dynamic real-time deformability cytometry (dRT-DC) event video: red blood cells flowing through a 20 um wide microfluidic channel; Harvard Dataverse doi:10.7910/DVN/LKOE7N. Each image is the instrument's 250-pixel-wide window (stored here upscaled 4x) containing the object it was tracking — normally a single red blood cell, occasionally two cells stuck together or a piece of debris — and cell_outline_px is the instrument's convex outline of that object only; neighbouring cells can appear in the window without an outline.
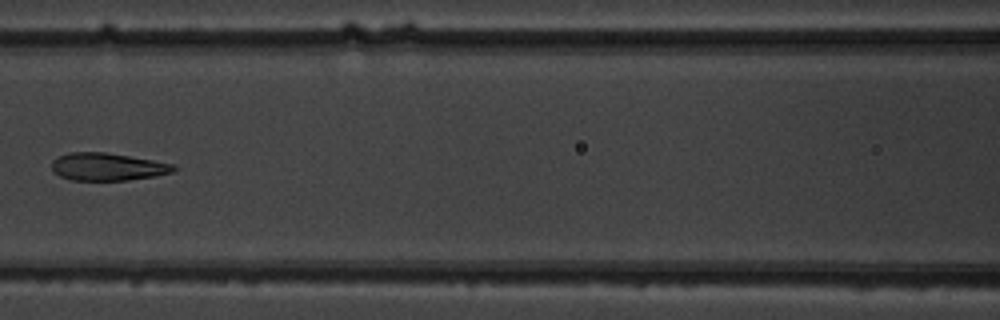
{"species": "common noctule bat (a hibernating species)", "species_latin": "Nyctalus noctula", "temperature_condition": "warm", "stored_images_in_passage": 8, "camera_frame_rate_fps": 3000, "um_per_image_px": 0.085, "animal": {"sex": "male", "body_mass_g": 19.5, "forearm_length_mm": 54.6}, "frame": {"image": 1, "passage_image": 7, "time_ms": 8.0, "image_size_px": [1000, 320], "cell_outline_px": [[180, 168], [172, 172], [156, 176], [128, 180], [72, 180], [60, 176], [52, 168], [52, 160], [68, 152], [104, 152], [176, 164]], "centroid_in_image_um": [9.19, 14.17], "position_along_channel_um": 157.4, "area_um2": 19.59}}
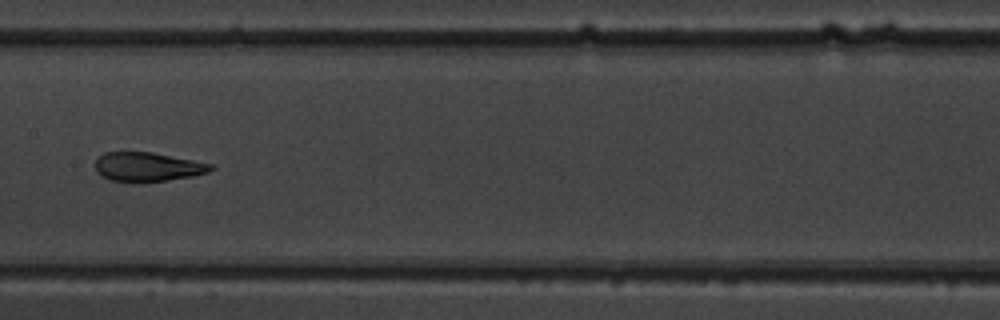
{"frame": {"image": 2, "passage_image": 8, "time_ms": 9.0, "image_size_px": [1000, 320], "cell_outline_px": [[216, 168], [208, 172], [192, 176], [164, 180], [108, 180], [100, 176], [96, 172], [96, 160], [104, 152], [152, 152], [216, 164]], "centroid_in_image_um": [12.59, 14.15], "position_along_channel_um": 194.8, "area_um2": 19.31}}